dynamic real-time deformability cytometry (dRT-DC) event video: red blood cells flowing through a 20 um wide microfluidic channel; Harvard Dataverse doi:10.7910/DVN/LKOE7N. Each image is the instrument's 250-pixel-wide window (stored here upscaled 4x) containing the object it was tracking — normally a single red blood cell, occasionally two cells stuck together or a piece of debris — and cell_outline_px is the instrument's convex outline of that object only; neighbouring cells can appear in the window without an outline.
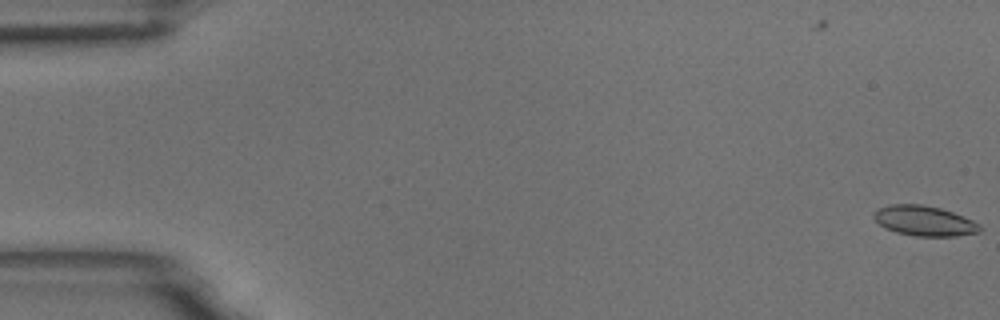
{"species": "common noctule bat (a hibernating species)", "species_latin": "Nyctalus noctula", "temperature_condition": "room temperature", "stored_images_in_passage": 5, "camera_frame_rate_fps": 3000, "um_per_image_px": 0.085, "animal": {"sex": "male", "body_mass_g": 18.8}, "frame": {"image": 1, "passage_image": 1, "time_ms": 0.0, "image_size_px": [1000, 320], "cell_outline_px": [[984, 228], [980, 232], [956, 236], [916, 236], [896, 232], [884, 228], [872, 216], [872, 212], [888, 204], [920, 204], [940, 208], [952, 212], [972, 220], [980, 224]], "centroid_in_image_um": [78.57, 18.77], "position_along_channel_um": 6.4, "area_um2": 18.67}}
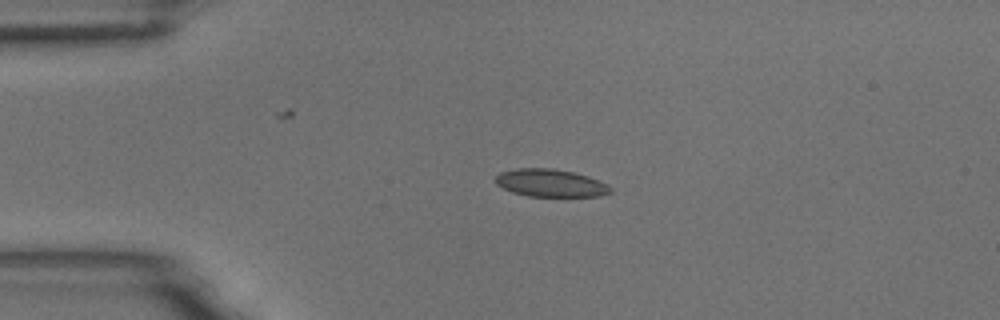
{"frame": {"image": 2, "passage_image": 4, "time_ms": 1.0, "image_size_px": [1000, 320], "cell_outline_px": [[612, 192], [600, 196], [528, 196], [512, 192], [496, 184], [496, 176], [500, 172], [516, 168], [552, 168], [572, 172], [588, 176], [608, 184], [612, 188]], "centroid_in_image_um": [46.81, 15.55], "position_along_channel_um": 38.2, "area_um2": 18.5}}